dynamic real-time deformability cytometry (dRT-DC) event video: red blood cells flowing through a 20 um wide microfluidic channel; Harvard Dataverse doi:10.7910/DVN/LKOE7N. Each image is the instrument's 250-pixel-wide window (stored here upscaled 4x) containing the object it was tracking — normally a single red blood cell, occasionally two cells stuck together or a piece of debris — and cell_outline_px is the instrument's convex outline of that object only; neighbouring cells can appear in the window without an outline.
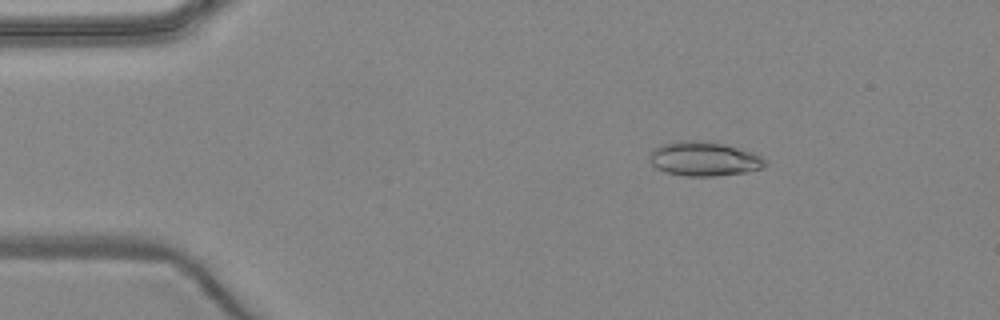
{"species": "common noctule bat (a hibernating species)", "species_latin": "Nyctalus noctula", "temperature_condition": "warm", "stored_images_in_passage": 5, "camera_frame_rate_fps": 3000, "um_per_image_px": 0.085, "animal": {"sex": "female", "body_mass_g": 24.6, "forearm_length_mm": 56.2}, "frame": {"image": 1, "passage_image": 3, "time_ms": 2.333, "image_size_px": [1000, 320], "cell_outline_px": [[768, 164], [764, 168], [744, 172], [716, 176], [684, 176], [664, 172], [656, 168], [648, 160], [648, 152], [652, 148], [660, 144], [680, 140], [704, 140], [724, 144], [752, 152], [760, 156]], "centroid_in_image_um": [59.77, 13.49], "position_along_channel_um": 25.2, "area_um2": 23.52}}
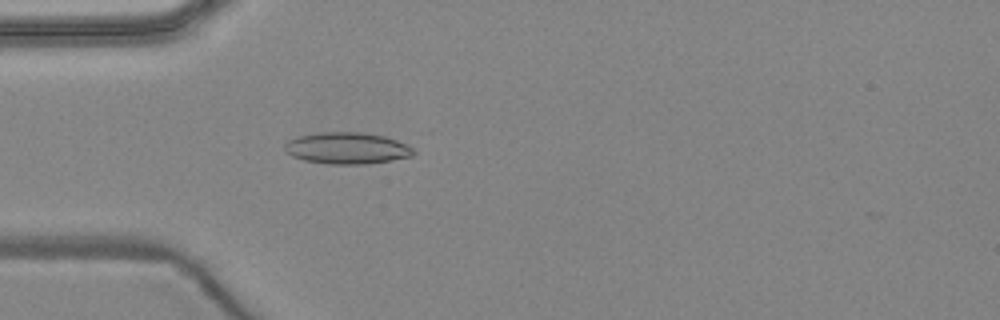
{"frame": {"image": 2, "passage_image": 5, "time_ms": 4.667, "image_size_px": [1000, 320], "cell_outline_px": [[416, 152], [412, 156], [392, 160], [364, 164], [328, 164], [304, 160], [292, 156], [284, 152], [284, 144], [288, 140], [300, 136], [320, 132], [360, 132], [384, 136], [408, 144]], "centroid_in_image_um": [29.49, 12.6], "position_along_channel_um": 55.5, "area_um2": 23.76}}